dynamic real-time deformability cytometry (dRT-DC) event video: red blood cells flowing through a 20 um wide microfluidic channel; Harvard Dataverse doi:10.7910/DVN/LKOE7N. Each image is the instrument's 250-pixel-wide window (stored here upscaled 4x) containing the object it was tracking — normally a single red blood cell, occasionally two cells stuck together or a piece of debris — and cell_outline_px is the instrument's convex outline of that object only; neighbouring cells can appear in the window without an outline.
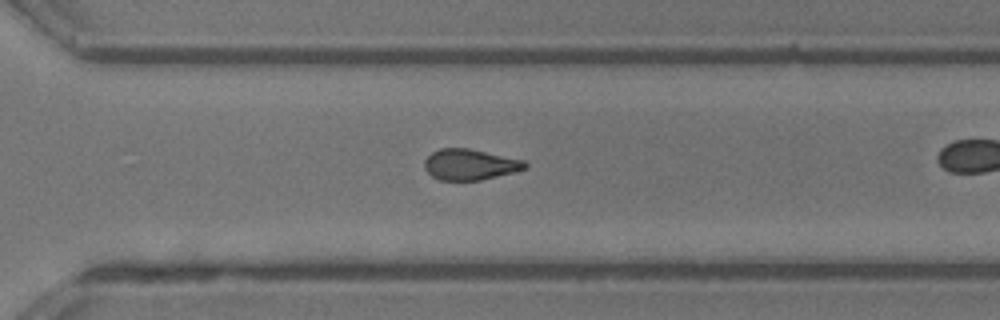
{"species": "common noctule bat (a hibernating species)", "species_latin": "Nyctalus noctula", "temperature_condition": "room temperature", "stored_images_in_passage": 30, "camera_frame_rate_fps": 3000, "um_per_image_px": 0.085, "animal": {"sex": "male", "body_mass_g": 13.3}, "frame": {"image": 1, "passage_image": 26, "time_ms": 8.333, "image_size_px": [1000, 320], "cell_outline_px": [[528, 168], [480, 180], [440, 180], [432, 176], [424, 168], [424, 160], [432, 152], [440, 148], [468, 148], [524, 160], [528, 164]], "centroid_in_image_um": [39.93, 13.98], "position_along_channel_um": 330.7, "area_um2": 17.98}}